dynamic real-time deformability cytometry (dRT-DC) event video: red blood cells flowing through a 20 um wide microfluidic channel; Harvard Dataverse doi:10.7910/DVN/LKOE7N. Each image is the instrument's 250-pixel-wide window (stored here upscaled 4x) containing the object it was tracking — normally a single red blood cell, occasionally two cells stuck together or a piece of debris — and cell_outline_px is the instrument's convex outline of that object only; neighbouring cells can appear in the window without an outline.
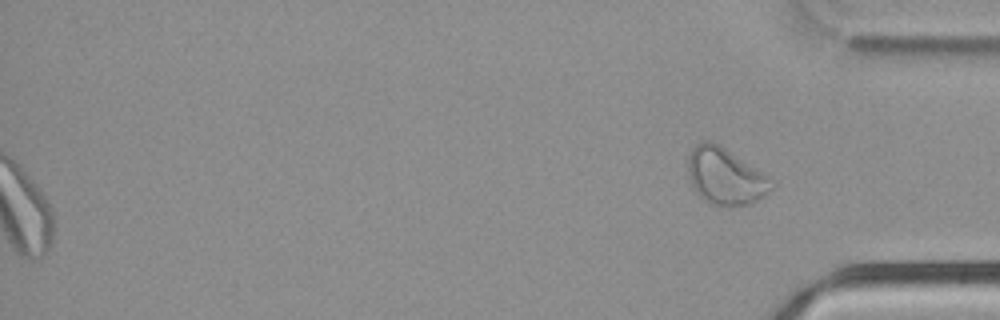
{"species": "common noctule bat (a hibernating species)", "species_latin": "Nyctalus noctula", "temperature_condition": "cold", "stored_images_in_passage": 38, "segment_of_instrument_passage": [2, 2], "camera_frame_rate_fps": 3000, "um_per_image_px": 0.085, "animal": {"sex": "male", "body_mass_g": 21.5, "forearm_length_mm": 52.0}, "frame": {"image": 1, "passage_image": 38, "time_ms": 12.333, "image_size_px": [1000, 320], "cell_outline_px": [[776, 188], [752, 204], [732, 208], [728, 208], [712, 204], [704, 200], [696, 192], [692, 184], [688, 172], [688, 156], [692, 148], [700, 140], [708, 140], [720, 144], [768, 172], [776, 184]], "centroid_in_image_um": [61.75, 14.98], "position_along_channel_um": 373.4, "area_um2": 28.96}}